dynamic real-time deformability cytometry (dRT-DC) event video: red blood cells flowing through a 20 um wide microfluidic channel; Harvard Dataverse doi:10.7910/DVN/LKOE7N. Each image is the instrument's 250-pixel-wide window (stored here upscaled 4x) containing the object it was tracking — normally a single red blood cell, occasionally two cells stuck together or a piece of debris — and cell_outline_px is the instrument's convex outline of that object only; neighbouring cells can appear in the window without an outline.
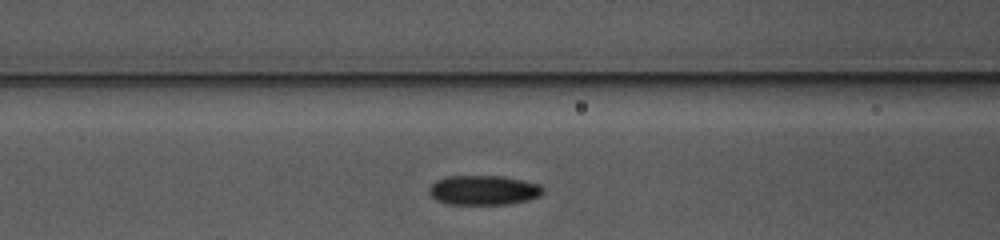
{"species": "common noctule bat (a hibernating species)", "species_latin": "Nyctalus noctula", "temperature_condition": "warm", "stored_images_in_passage": 24, "camera_frame_rate_fps": 3000, "um_per_image_px": 0.085, "animal": {"sex": "female", "body_mass_g": 10.0, "forearm_length_mm": 53.1}, "frame": {"image": 1, "passage_image": 5, "time_ms": 1.333, "image_size_px": [1000, 240], "cell_outline_px": [[540, 192], [536, 196], [524, 200], [496, 204], [460, 204], [440, 200], [432, 192], [432, 188], [440, 180], [456, 176], [476, 176], [516, 180], [532, 184], [540, 188]], "centroid_in_image_um": [41.08, 16.18], "position_along_channel_um": 125.5, "area_um2": 17.34}}
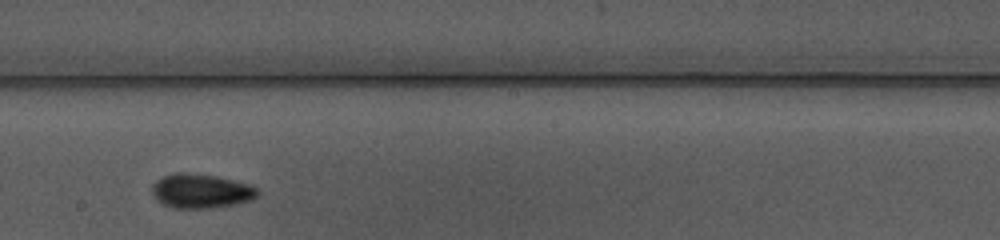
{"frame": {"image": 2, "passage_image": 13, "time_ms": 4.0, "image_size_px": [1000, 240], "cell_outline_px": [[256, 192], [252, 196], [244, 200], [224, 204], [168, 204], [160, 200], [156, 192], [156, 184], [160, 180], [168, 176], [204, 176], [224, 180], [240, 184], [252, 188]], "centroid_in_image_um": [17.07, 16.21], "position_along_channel_um": 231.1, "area_um2": 16.42}}
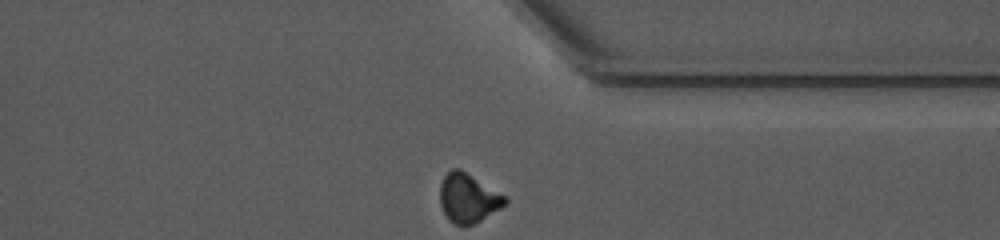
{"frame": {"image": 3, "passage_image": 24, "time_ms": 7.667, "image_size_px": [1000, 240], "cell_outline_px": [[504, 204], [472, 224], [456, 224], [444, 212], [440, 200], [440, 188], [444, 176], [452, 168], [456, 168], [464, 172], [504, 196]], "centroid_in_image_um": [39.72, 16.81], "position_along_channel_um": 371.7, "area_um2": 17.17}}